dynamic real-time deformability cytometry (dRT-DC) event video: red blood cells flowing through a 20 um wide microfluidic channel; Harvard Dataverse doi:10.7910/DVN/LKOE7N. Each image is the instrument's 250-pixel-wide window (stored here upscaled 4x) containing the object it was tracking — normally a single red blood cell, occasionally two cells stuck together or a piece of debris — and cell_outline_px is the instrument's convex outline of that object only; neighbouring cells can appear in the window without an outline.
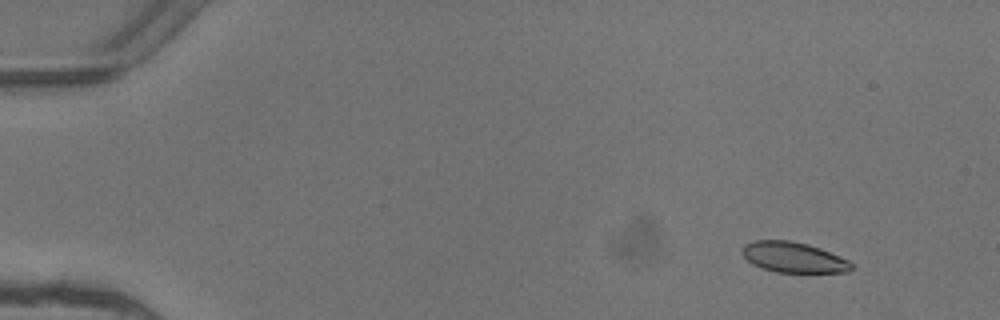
{"species": "common noctule bat (a hibernating species)", "species_latin": "Nyctalus noctula", "temperature_condition": "warm", "stored_images_in_passage": 4, "camera_frame_rate_fps": 3000, "um_per_image_px": 0.085, "animal": {"sex": "female"}, "frame": {"image": 1, "passage_image": 1, "time_ms": 0.0, "image_size_px": [1000, 320], "cell_outline_px": [[852, 268], [848, 272], [776, 272], [760, 268], [752, 264], [740, 252], [740, 248], [744, 244], [752, 240], [788, 240], [808, 244], [820, 248], [848, 260], [852, 264]], "centroid_in_image_um": [67.38, 21.86], "position_along_channel_um": 17.6, "area_um2": 19.48}}
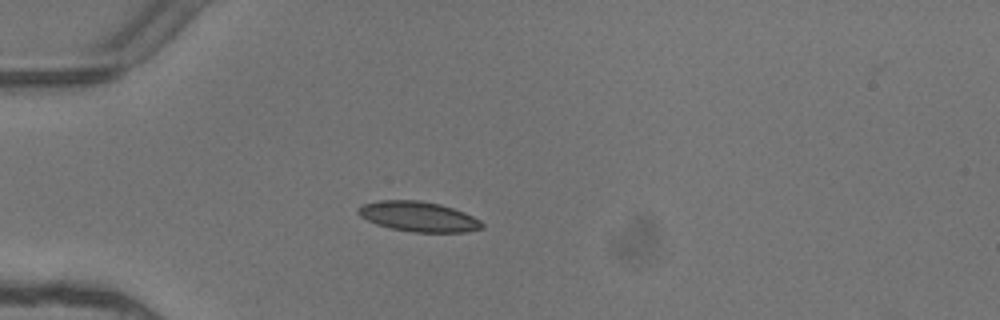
{"frame": {"image": 2, "passage_image": 4, "time_ms": 1.0, "image_size_px": [1000, 320], "cell_outline_px": [[484, 228], [464, 232], [412, 232], [392, 228], [376, 224], [360, 216], [356, 212], [356, 208], [364, 204], [380, 200], [420, 200], [440, 204], [464, 212], [480, 220], [484, 224]], "centroid_in_image_um": [35.57, 18.4], "position_along_channel_um": 49.4, "area_um2": 21.68}}